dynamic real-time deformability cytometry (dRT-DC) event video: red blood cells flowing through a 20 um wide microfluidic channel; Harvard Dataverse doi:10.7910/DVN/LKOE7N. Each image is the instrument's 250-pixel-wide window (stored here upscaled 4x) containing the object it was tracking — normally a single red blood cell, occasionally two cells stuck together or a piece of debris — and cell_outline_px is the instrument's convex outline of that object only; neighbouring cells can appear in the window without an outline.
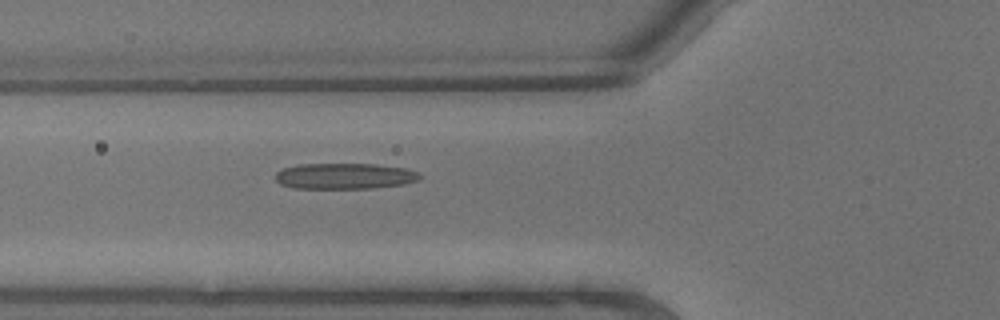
{"species": "common noctule bat (a hibernating species)", "species_latin": "Nyctalus noctula", "temperature_condition": "warm", "stored_images_in_passage": 8, "camera_frame_rate_fps": 3000, "um_per_image_px": 0.085, "animal": {"sex": "male", "body_mass_g": 13.3}, "frame": {"image": 1, "passage_image": 8, "time_ms": 2.333, "image_size_px": [1000, 320], "cell_outline_px": [[420, 180], [404, 184], [376, 188], [292, 188], [280, 184], [276, 180], [276, 172], [284, 168], [296, 164], [376, 164], [404, 168], [420, 172]], "centroid_in_image_um": [29.31, 14.97], "position_along_channel_um": 96.5, "area_um2": 21.91}}